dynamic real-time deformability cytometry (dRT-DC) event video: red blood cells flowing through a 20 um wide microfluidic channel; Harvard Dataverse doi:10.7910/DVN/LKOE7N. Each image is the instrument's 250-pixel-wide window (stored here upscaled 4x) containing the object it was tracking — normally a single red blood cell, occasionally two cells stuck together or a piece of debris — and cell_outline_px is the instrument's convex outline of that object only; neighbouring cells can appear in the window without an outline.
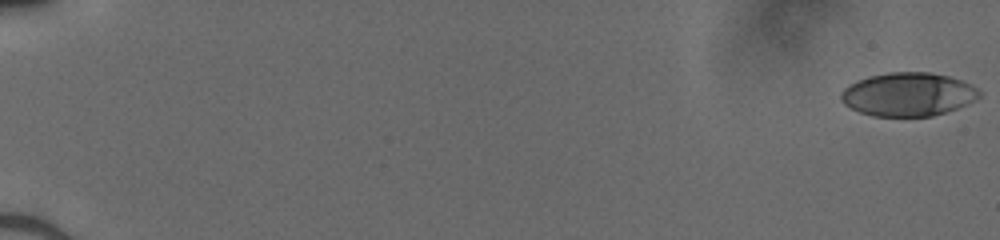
{"species": "human", "species_latin": "Homo sapiens", "temperature_condition": "cold", "stored_images_in_passage": 52, "camera_frame_rate_fps": 3000, "um_per_image_px": 0.085, "donor": {"sex": "male"}, "frame": {"image": 1, "passage_image": 1, "time_ms": 0.0, "image_size_px": [1000, 240], "cell_outline_px": [[980, 96], [976, 100], [956, 108], [932, 116], [872, 116], [860, 112], [844, 104], [840, 100], [840, 92], [848, 84], [856, 80], [868, 76], [888, 72], [928, 72], [948, 76], [960, 80], [976, 88], [980, 92]], "centroid_in_image_um": [77.13, 8.01], "position_along_channel_um": 7.9, "area_um2": 35.03}}
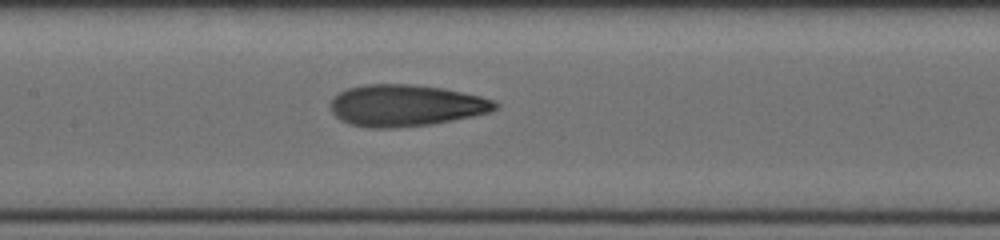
{"frame": {"image": 2, "passage_image": 28, "time_ms": 9.0, "image_size_px": [1000, 240], "cell_outline_px": [[500, 108], [492, 112], [452, 120], [428, 124], [396, 128], [368, 128], [348, 124], [340, 120], [332, 112], [332, 100], [340, 92], [348, 88], [364, 84], [412, 84], [444, 88], [480, 96], [496, 100], [500, 104]], "centroid_in_image_um": [34.54, 8.96], "position_along_channel_um": 172.9, "area_um2": 40.11}}
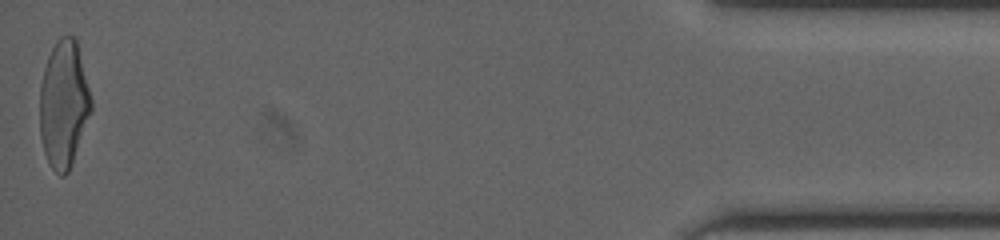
{"frame": {"image": 3, "passage_image": 52, "time_ms": 17.0, "image_size_px": [1000, 240], "cell_outline_px": [[92, 112], [68, 172], [64, 176], [60, 176], [48, 164], [44, 152], [40, 136], [40, 84], [44, 68], [48, 56], [56, 40], [60, 36], [76, 36], [92, 100]], "centroid_in_image_um": [5.42, 8.84], "position_along_channel_um": 429.8, "area_um2": 38.32}}